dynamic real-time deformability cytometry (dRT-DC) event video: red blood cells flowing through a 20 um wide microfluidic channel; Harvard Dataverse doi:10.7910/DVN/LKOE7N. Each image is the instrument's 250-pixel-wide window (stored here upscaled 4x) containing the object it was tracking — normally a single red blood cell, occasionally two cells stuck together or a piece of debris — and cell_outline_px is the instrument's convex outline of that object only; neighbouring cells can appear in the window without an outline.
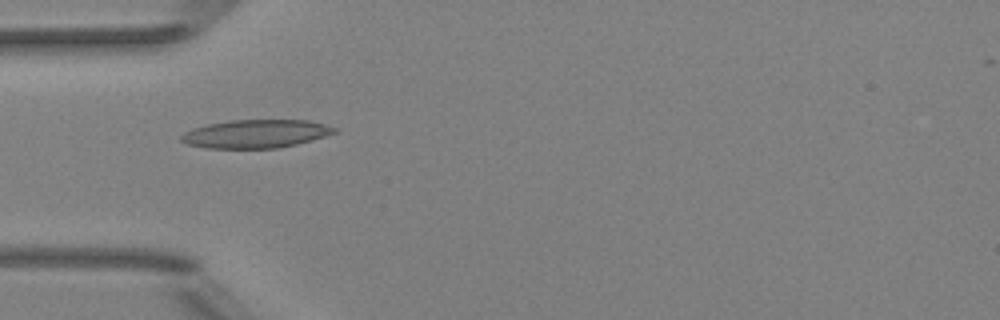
{"species": "Egyptian fruit bat (a non-hibernating species)", "species_latin": "Rousettus aegyptiacus", "temperature_condition": "room temperature", "stored_images_in_passage": 7, "camera_frame_rate_fps": 3000, "um_per_image_px": 0.085, "animal": {"sex": "female"}, "frame": {"image": 1, "passage_image": 5, "time_ms": 4.667, "image_size_px": [1000, 320], "cell_outline_px": [[340, 132], [312, 140], [280, 148], [204, 148], [188, 144], [180, 140], [180, 136], [184, 132], [192, 128], [208, 124], [228, 120], [308, 120], [324, 124], [336, 128]], "centroid_in_image_um": [21.75, 11.37], "position_along_channel_um": 63.2, "area_um2": 25.43}}
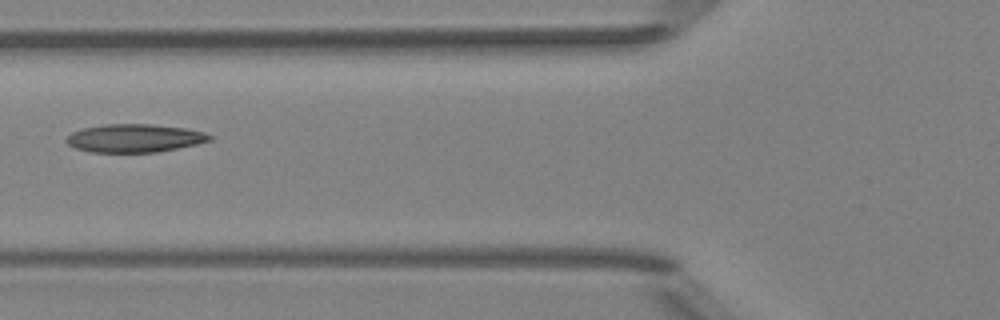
{"frame": {"image": 2, "passage_image": 6, "time_ms": 6.0, "image_size_px": [1000, 320], "cell_outline_px": [[212, 140], [196, 144], [156, 152], [92, 152], [76, 148], [68, 144], [64, 140], [72, 132], [84, 128], [104, 124], [152, 124], [184, 128], [204, 132], [212, 136]], "centroid_in_image_um": [11.42, 11.74], "position_along_channel_um": 114.4, "area_um2": 23.35}}
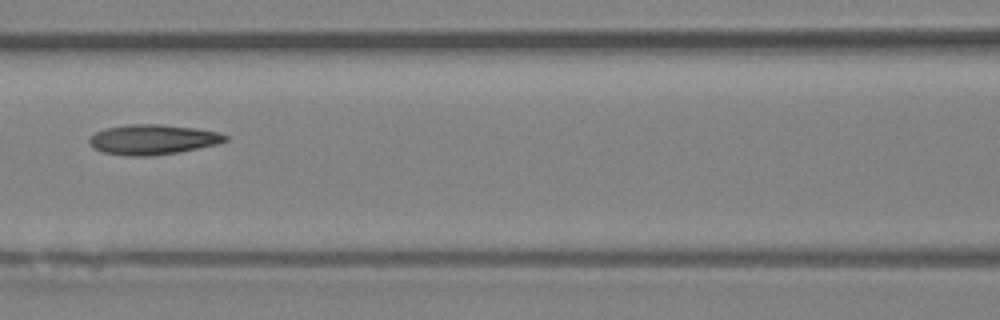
{"frame": {"image": 3, "passage_image": 7, "time_ms": 7.0, "image_size_px": [1000, 320], "cell_outline_px": [[228, 140], [216, 144], [180, 152], [148, 156], [124, 156], [104, 152], [92, 148], [88, 140], [96, 132], [104, 128], [128, 124], [160, 124], [196, 128], [220, 132], [228, 136]], "centroid_in_image_um": [12.98, 11.86], "position_along_channel_um": 153.6, "area_um2": 23.93}}